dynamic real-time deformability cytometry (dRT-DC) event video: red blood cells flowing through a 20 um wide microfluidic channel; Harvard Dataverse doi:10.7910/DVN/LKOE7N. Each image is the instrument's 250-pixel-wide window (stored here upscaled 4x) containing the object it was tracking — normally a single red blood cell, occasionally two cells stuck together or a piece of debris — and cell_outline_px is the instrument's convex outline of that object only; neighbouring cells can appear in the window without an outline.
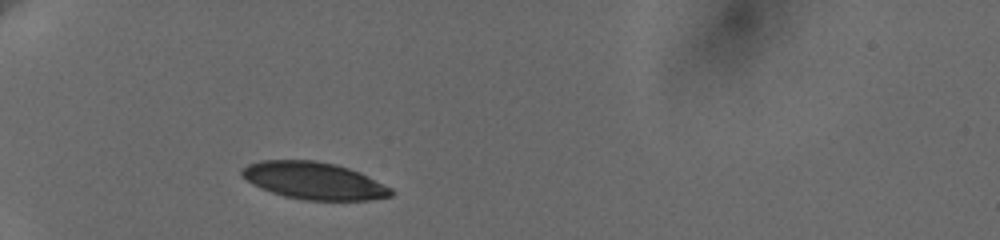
{"species": "human", "species_latin": "Homo sapiens", "temperature_condition": "cold", "stored_images_in_passage": 35, "camera_frame_rate_fps": 3000, "um_per_image_px": 0.085, "donor": {"sex": "female"}, "frame": {"image": 1, "passage_image": 1, "time_ms": 0.0, "image_size_px": [1000, 240], "cell_outline_px": [[392, 196], [368, 200], [304, 200], [284, 196], [260, 188], [252, 184], [240, 176], [240, 168], [248, 164], [260, 160], [316, 160], [336, 164], [360, 172], [392, 188]], "centroid_in_image_um": [26.64, 15.35], "position_along_channel_um": 58.4, "area_um2": 32.54}}
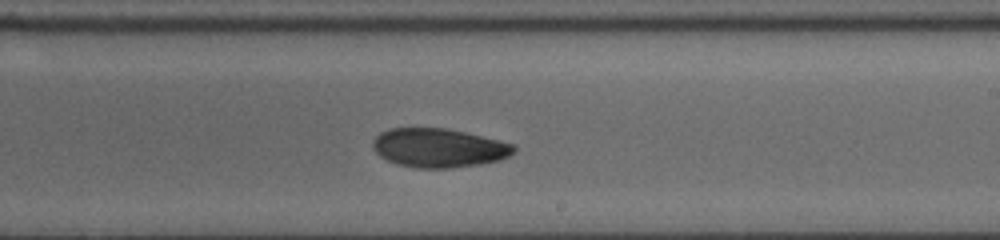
{"frame": {"image": 2, "passage_image": 19, "time_ms": 6.0, "image_size_px": [1000, 240], "cell_outline_px": [[516, 152], [500, 160], [480, 164], [448, 168], [416, 168], [396, 164], [380, 156], [372, 148], [372, 140], [380, 132], [388, 128], [444, 128], [464, 132], [516, 144]], "centroid_in_image_um": [37.29, 12.57], "position_along_channel_um": 251.7, "area_um2": 32.14}}
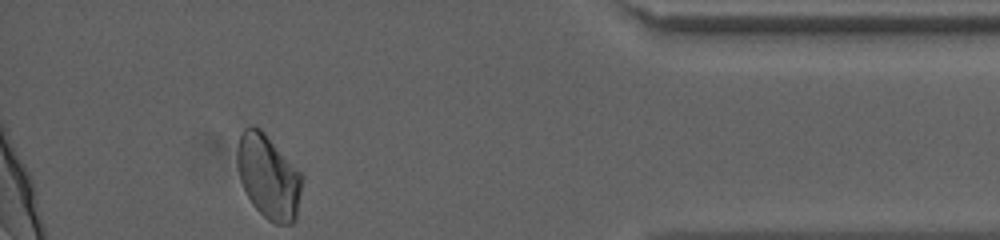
{"frame": {"image": 3, "passage_image": 35, "time_ms": 11.333, "image_size_px": [1000, 240], "cell_outline_px": [[300, 192], [296, 220], [292, 224], [276, 224], [268, 220], [252, 204], [240, 180], [236, 160], [236, 148], [240, 132], [244, 128], [252, 124], [260, 128], [264, 132], [300, 172]], "centroid_in_image_um": [22.77, 14.99], "position_along_channel_um": 412.4, "area_um2": 31.5}}